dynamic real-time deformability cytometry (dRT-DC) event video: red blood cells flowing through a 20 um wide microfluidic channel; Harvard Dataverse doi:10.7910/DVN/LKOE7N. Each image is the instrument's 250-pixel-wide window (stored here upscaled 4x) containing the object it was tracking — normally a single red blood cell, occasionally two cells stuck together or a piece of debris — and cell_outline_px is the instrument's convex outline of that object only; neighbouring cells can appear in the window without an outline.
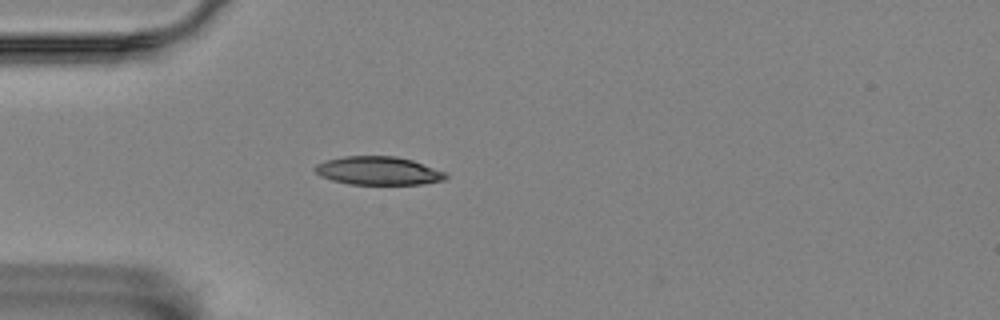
{"species": "Egyptian fruit bat (a non-hibernating species)", "species_latin": "Rousettus aegyptiacus", "temperature_condition": "room temperature", "stored_images_in_passage": 4, "camera_frame_rate_fps": 3000, "um_per_image_px": 0.085, "animal": {"sex": "female"}, "frame": {"image": 1, "passage_image": 4, "time_ms": 1.0, "image_size_px": [1000, 320], "cell_outline_px": [[448, 176], [444, 180], [420, 184], [348, 184], [332, 180], [320, 176], [312, 168], [316, 164], [328, 160], [344, 156], [396, 156], [412, 160], [448, 172]], "centroid_in_image_um": [32.17, 14.51], "position_along_channel_um": 52.8, "area_um2": 21.68}}